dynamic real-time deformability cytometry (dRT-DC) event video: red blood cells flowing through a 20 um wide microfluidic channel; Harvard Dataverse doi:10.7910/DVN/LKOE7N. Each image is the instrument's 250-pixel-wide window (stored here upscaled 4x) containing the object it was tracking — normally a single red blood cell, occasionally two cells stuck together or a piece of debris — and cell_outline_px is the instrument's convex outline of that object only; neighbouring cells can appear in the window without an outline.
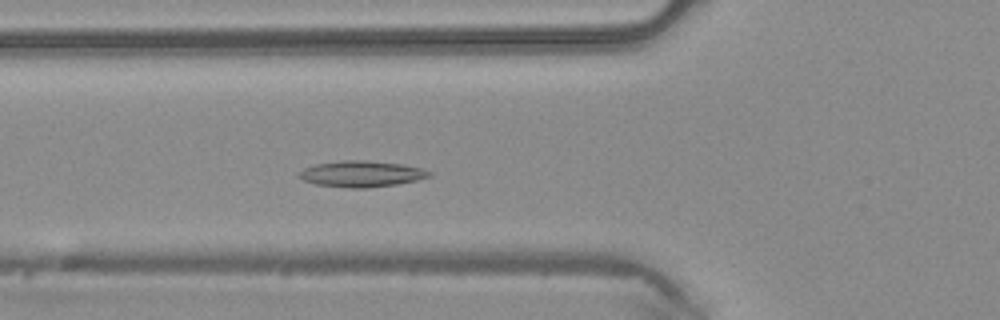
{"species": "common noctule bat (a hibernating species)", "species_latin": "Nyctalus noctula", "temperature_condition": "warm", "stored_images_in_passage": 47, "camera_frame_rate_fps": 3000, "um_per_image_px": 0.085, "animal": {"sex": "male", "body_mass_g": 20.4}, "frame": {"image": 1, "passage_image": 16, "time_ms": 5.0, "image_size_px": [1000, 320], "cell_outline_px": [[432, 176], [416, 180], [396, 184], [364, 188], [348, 188], [316, 184], [304, 180], [296, 176], [296, 172], [304, 168], [316, 164], [340, 160], [368, 160], [400, 164], [420, 168], [432, 172]], "centroid_in_image_um": [30.68, 14.77], "position_along_channel_um": 95.1, "area_um2": 19.83}}
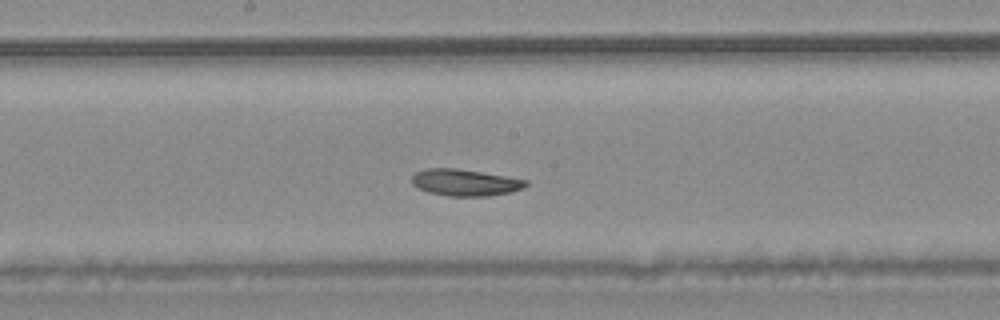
{"frame": {"image": 2, "passage_image": 24, "time_ms": 7.667, "image_size_px": [1000, 320], "cell_outline_px": [[528, 184], [524, 188], [508, 192], [488, 196], [448, 196], [428, 192], [412, 184], [412, 176], [416, 172], [428, 168], [456, 168], [528, 180]], "centroid_in_image_um": [39.52, 15.51], "position_along_channel_um": 208.7, "area_um2": 17.51}}
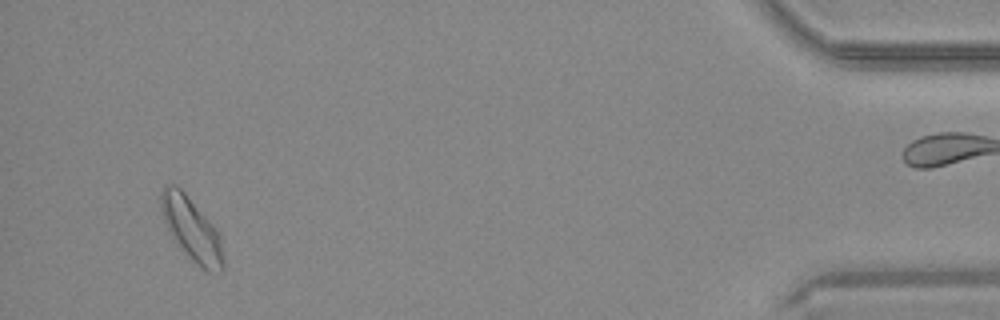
{"frame": {"image": 3, "passage_image": 44, "time_ms": 14.333, "image_size_px": [1000, 320], "cell_outline_px": [[224, 268], [220, 272], [208, 272], [196, 264], [180, 248], [172, 236], [160, 212], [160, 192], [164, 184], [176, 184], [184, 192], [216, 228], [220, 236], [224, 260]], "centroid_in_image_um": [16.27, 19.47], "position_along_channel_um": 418.9, "area_um2": 22.95}}